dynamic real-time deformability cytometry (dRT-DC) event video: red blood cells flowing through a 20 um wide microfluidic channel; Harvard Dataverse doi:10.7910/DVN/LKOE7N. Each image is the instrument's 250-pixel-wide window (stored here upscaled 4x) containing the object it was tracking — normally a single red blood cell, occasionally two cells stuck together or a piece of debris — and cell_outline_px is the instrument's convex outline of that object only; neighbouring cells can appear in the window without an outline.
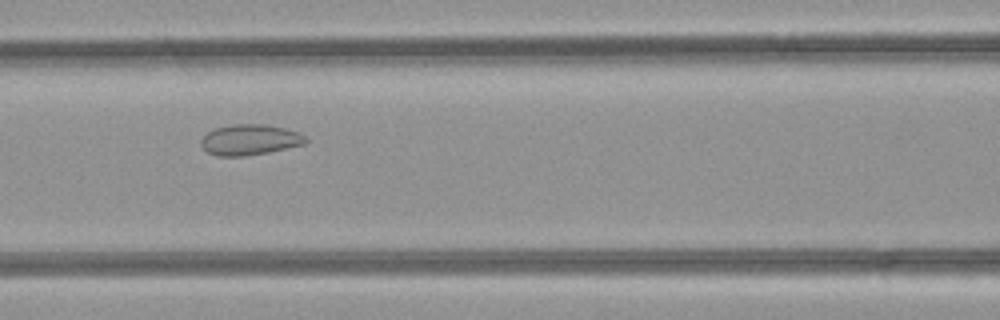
{"species": "common noctule bat (a hibernating species)", "species_latin": "Nyctalus noctula", "temperature_condition": "room temperature", "stored_images_in_passage": 39, "camera_frame_rate_fps": 3000, "um_per_image_px": 0.085, "animal": {"sex": "female", "body_mass_g": 21.9}, "frame": {"image": 1, "passage_image": 11, "time_ms": 3.333, "image_size_px": [1000, 320], "cell_outline_px": [[308, 140], [304, 144], [268, 152], [244, 156], [216, 156], [208, 152], [200, 144], [200, 140], [208, 132], [216, 128], [232, 124], [264, 124], [284, 128], [300, 132]], "centroid_in_image_um": [21.23, 11.88], "position_along_channel_um": 145.4, "area_um2": 18.61}}
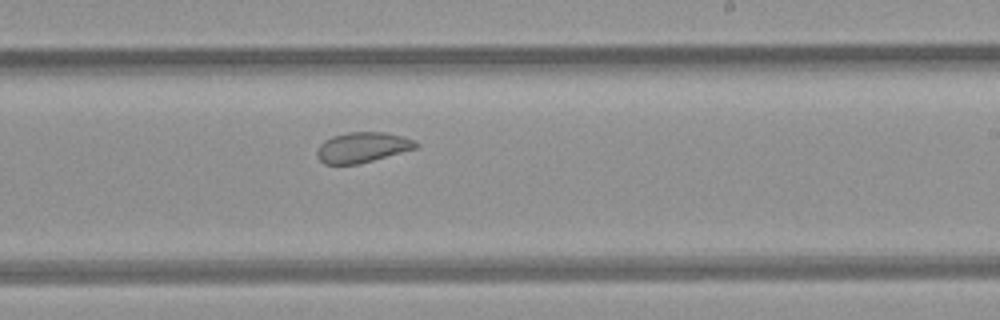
{"frame": {"image": 2, "passage_image": 19, "time_ms": 6.0, "image_size_px": [1000, 320], "cell_outline_px": [[420, 144], [416, 148], [372, 160], [356, 164], [324, 164], [316, 156], [316, 152], [320, 144], [324, 140], [332, 136], [348, 132], [384, 132], [416, 140]], "centroid_in_image_um": [30.78, 12.52], "position_along_channel_um": 258.2, "area_um2": 17.34}}
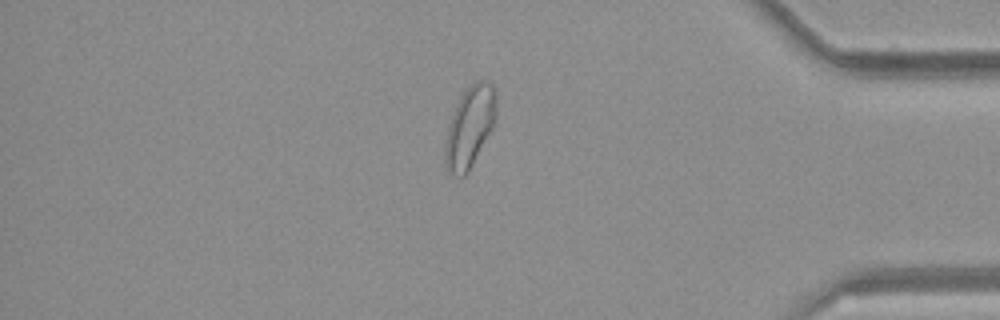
{"frame": {"image": 3, "passage_image": 31, "time_ms": 10.0, "image_size_px": [1000, 320], "cell_outline_px": [[496, 116], [492, 128], [468, 172], [464, 176], [460, 176], [448, 172], [444, 160], [444, 148], [448, 128], [456, 104], [460, 96], [476, 80], [488, 80], [492, 84], [496, 92]], "centroid_in_image_um": [39.93, 10.76], "position_along_channel_um": 395.3, "area_um2": 23.93}, "authors_computed_cell_mechanics": {"area_um2": 21.097, "velocity_mm_per_s": 4.25, "shape_relaxation_time_tau1_ms": null, "shape_relaxation_time_tau2_ms": 1.4636, "deformation_change_tau1": null, "deformation_change_tau2": 0.074}}